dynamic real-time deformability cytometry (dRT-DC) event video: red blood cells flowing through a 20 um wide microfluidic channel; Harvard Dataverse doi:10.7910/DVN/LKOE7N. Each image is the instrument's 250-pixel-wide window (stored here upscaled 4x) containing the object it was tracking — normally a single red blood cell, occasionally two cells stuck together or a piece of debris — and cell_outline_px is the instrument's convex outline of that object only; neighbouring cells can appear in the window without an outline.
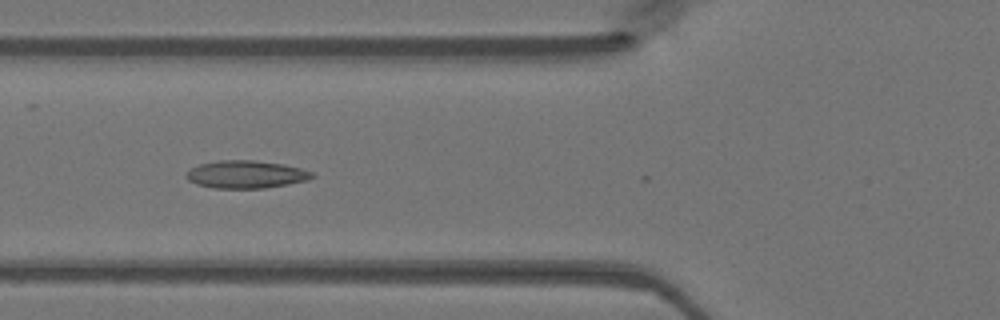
{"species": "Egyptian fruit bat (a non-hibernating species)", "species_latin": "Rousettus aegyptiacus", "temperature_condition": "warm", "stored_images_in_passage": 49, "camera_frame_rate_fps": 3000, "um_per_image_px": 0.085, "animal": {"sex": "female"}, "frame": {"image": 1, "passage_image": 18, "time_ms": 5.667, "image_size_px": [1000, 320], "cell_outline_px": [[316, 176], [308, 180], [288, 184], [264, 188], [212, 188], [196, 184], [188, 180], [184, 176], [184, 172], [200, 164], [220, 160], [252, 160], [284, 164], [300, 168], [312, 172]], "centroid_in_image_um": [20.89, 14.82], "position_along_channel_um": 104.9, "area_um2": 20.4}}
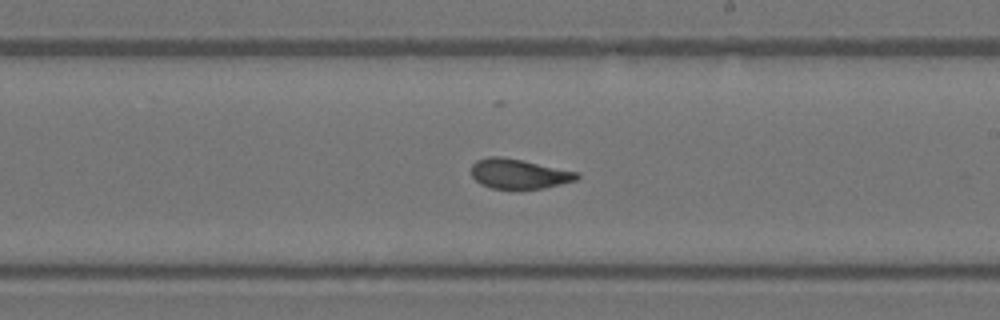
{"frame": {"image": 2, "passage_image": 28, "time_ms": 9.0, "image_size_px": [1000, 320], "cell_outline_px": [[580, 176], [576, 180], [544, 188], [492, 188], [480, 184], [472, 176], [472, 164], [476, 160], [488, 156], [500, 156], [580, 172]], "centroid_in_image_um": [44.1, 14.76], "position_along_channel_um": 244.9, "area_um2": 18.15}}
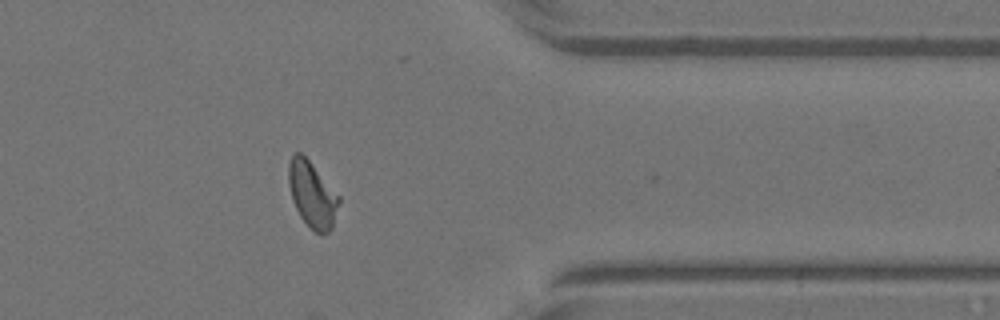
{"frame": {"image": 3, "passage_image": 39, "time_ms": 12.667, "image_size_px": [1000, 320], "cell_outline_px": [[340, 200], [332, 228], [328, 232], [316, 232], [300, 216], [292, 200], [288, 184], [288, 164], [292, 156], [296, 152], [300, 152], [308, 160], [340, 196]], "centroid_in_image_um": [26.52, 16.51], "position_along_channel_um": 384.9, "area_um2": 18.96}}